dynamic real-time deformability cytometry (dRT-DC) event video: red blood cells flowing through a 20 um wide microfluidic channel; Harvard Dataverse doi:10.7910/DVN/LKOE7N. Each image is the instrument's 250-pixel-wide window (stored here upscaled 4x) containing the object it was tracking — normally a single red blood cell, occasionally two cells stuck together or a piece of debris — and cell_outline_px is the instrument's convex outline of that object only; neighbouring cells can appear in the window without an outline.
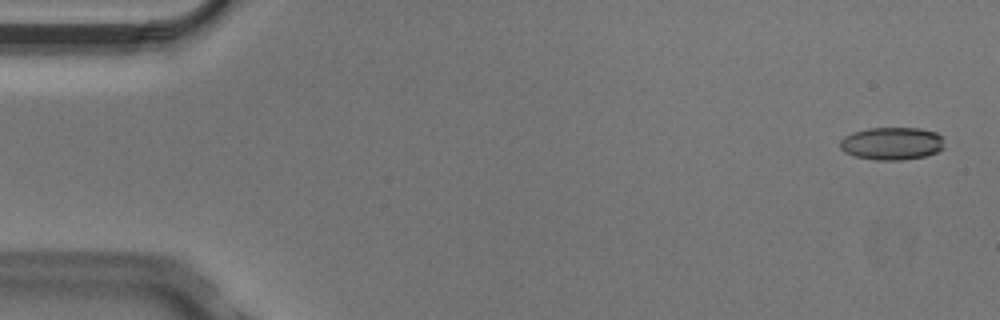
{"species": "Egyptian fruit bat (a non-hibernating species)", "species_latin": "Rousettus aegyptiacus", "temperature_condition": "cold", "stored_images_in_passage": 8, "camera_frame_rate_fps": 3000, "um_per_image_px": 0.085, "animal": {"sex": "male"}, "frame": {"image": 1, "passage_image": 1, "time_ms": 0.0, "image_size_px": [1000, 320], "cell_outline_px": [[944, 148], [936, 152], [924, 156], [900, 160], [876, 160], [856, 156], [844, 152], [840, 148], [840, 140], [844, 136], [852, 132], [868, 128], [920, 128], [936, 132], [944, 136]], "centroid_in_image_um": [75.82, 12.18], "position_along_channel_um": 9.2, "area_um2": 20.06}}
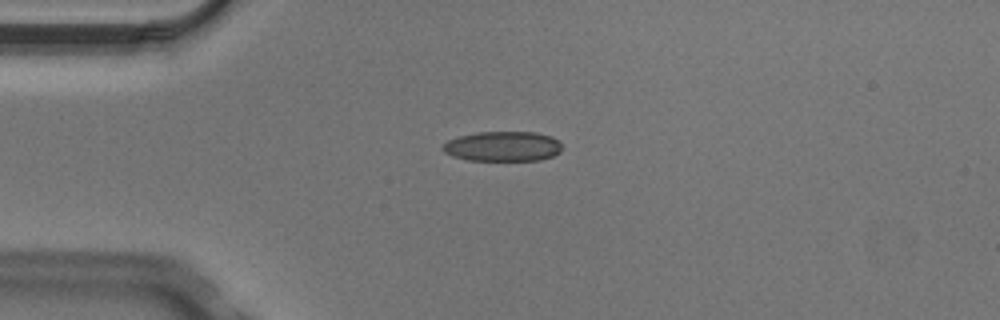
{"frame": {"image": 2, "passage_image": 4, "time_ms": 1.0, "image_size_px": [1000, 320], "cell_outline_px": [[564, 148], [560, 152], [552, 156], [540, 160], [468, 160], [452, 156], [444, 152], [440, 148], [448, 140], [460, 136], [476, 132], [536, 132], [552, 136], [560, 140]], "centroid_in_image_um": [42.78, 12.43], "position_along_channel_um": 42.2, "area_um2": 21.04}}
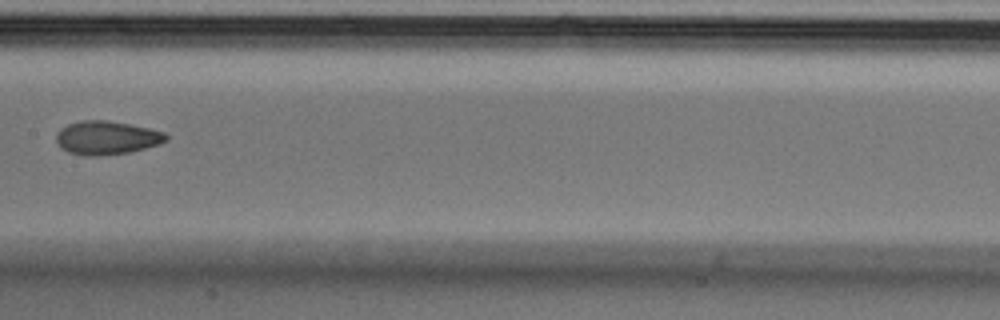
{"frame": {"image": 3, "passage_image": 8, "time_ms": 2.333, "image_size_px": [1000, 320], "cell_outline_px": [[168, 140], [160, 144], [128, 152], [100, 156], [88, 156], [68, 152], [60, 148], [56, 140], [56, 136], [60, 128], [68, 124], [80, 120], [108, 120], [148, 128], [164, 132], [168, 136]], "centroid_in_image_um": [9.05, 11.71], "position_along_channel_um": 198.4, "area_um2": 21.5}}